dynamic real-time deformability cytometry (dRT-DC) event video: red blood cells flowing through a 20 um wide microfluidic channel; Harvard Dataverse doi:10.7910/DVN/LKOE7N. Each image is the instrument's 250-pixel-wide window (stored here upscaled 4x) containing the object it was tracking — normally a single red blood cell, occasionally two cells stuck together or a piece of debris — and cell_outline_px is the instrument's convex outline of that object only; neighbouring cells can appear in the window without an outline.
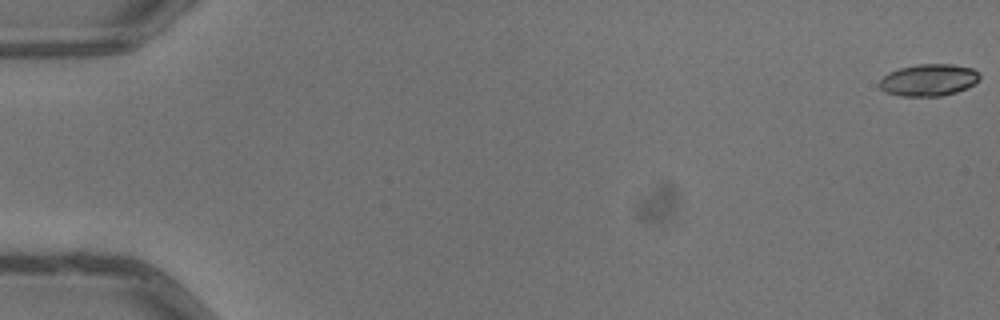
{"species": "common noctule bat (a hibernating species)", "species_latin": "Nyctalus noctula", "temperature_condition": "warm", "stored_images_in_passage": 7, "camera_frame_rate_fps": 3000, "um_per_image_px": 0.085, "animal": {"sex": "male", "body_mass_g": 13.3}, "frame": {"image": 1, "passage_image": 1, "time_ms": 0.0, "image_size_px": [1000, 320], "cell_outline_px": [[980, 80], [956, 92], [940, 96], [900, 96], [884, 92], [880, 88], [880, 80], [888, 72], [900, 68], [916, 64], [952, 64], [972, 68], [980, 72]], "centroid_in_image_um": [78.93, 6.79], "position_along_channel_um": 6.1, "area_um2": 18.67}}
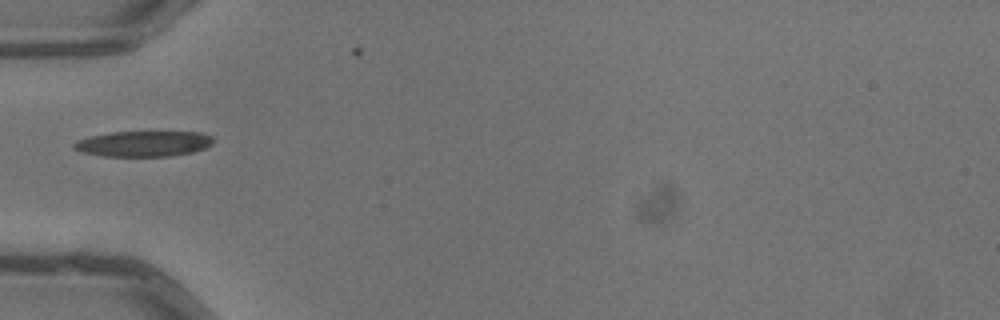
{"frame": {"image": 2, "passage_image": 5, "time_ms": 1.333, "image_size_px": [1000, 320], "cell_outline_px": [[212, 144], [204, 148], [192, 152], [168, 156], [104, 156], [84, 152], [72, 148], [72, 144], [76, 140], [88, 136], [112, 132], [200, 132], [212, 136]], "centroid_in_image_um": [12.16, 12.21], "position_along_channel_um": 72.8, "area_um2": 20.69}}
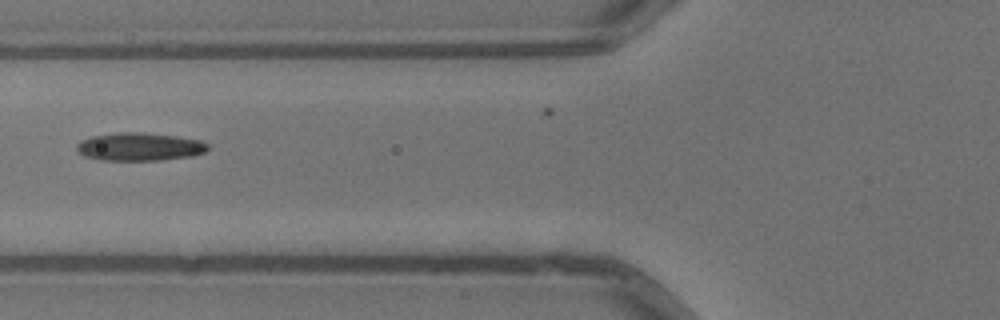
{"frame": {"image": 3, "passage_image": 6, "time_ms": 1.667, "image_size_px": [1000, 320], "cell_outline_px": [[208, 148], [204, 152], [192, 156], [160, 160], [100, 160], [84, 156], [76, 152], [76, 144], [80, 140], [92, 136], [116, 132], [140, 132], [176, 136], [200, 140], [208, 144]], "centroid_in_image_um": [11.81, 12.47], "position_along_channel_um": 114.0, "area_um2": 21.56}}